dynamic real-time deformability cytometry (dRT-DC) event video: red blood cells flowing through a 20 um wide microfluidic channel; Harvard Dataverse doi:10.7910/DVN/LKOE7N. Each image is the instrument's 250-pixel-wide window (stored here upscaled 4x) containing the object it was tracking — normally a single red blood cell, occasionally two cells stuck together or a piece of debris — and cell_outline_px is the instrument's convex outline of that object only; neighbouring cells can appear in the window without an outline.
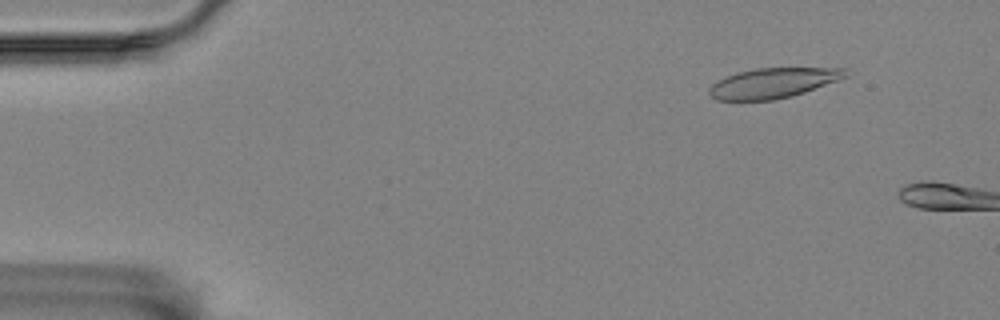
{"species": "Egyptian fruit bat (a non-hibernating species)", "species_latin": "Rousettus aegyptiacus", "temperature_condition": "room temperature", "stored_images_in_passage": 4, "camera_frame_rate_fps": 3000, "um_per_image_px": 0.085, "animal": {"sex": "female"}, "frame": {"image": 1, "passage_image": 4, "time_ms": 3.333, "image_size_px": [1000, 320], "cell_outline_px": [[848, 76], [804, 92], [792, 96], [772, 100], [716, 100], [708, 92], [708, 88], [716, 80], [724, 76], [736, 72], [756, 68], [848, 68]], "centroid_in_image_um": [65.67, 7.04], "position_along_channel_um": 19.3, "area_um2": 23.93}}